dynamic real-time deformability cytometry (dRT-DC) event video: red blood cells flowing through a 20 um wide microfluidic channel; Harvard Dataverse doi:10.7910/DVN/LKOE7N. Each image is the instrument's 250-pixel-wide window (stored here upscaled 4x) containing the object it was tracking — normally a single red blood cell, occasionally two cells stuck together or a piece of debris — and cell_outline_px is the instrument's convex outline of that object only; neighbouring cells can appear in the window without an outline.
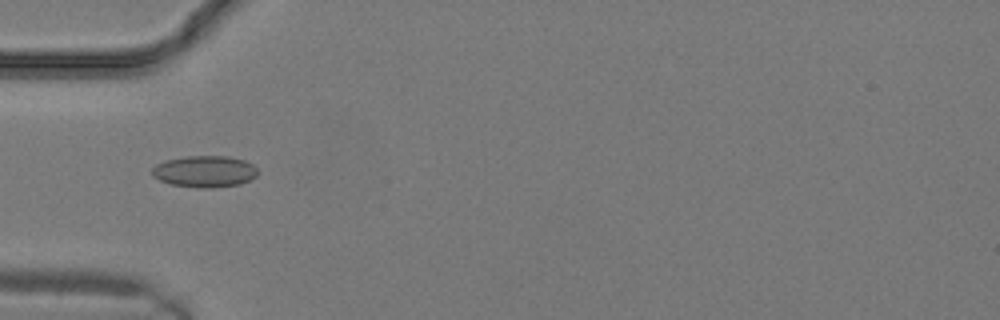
{"species": "common noctule bat (a hibernating species)", "species_latin": "Nyctalus noctula", "temperature_condition": "warm", "stored_images_in_passage": 4, "camera_frame_rate_fps": 3000, "um_per_image_px": 0.085, "animal": {"sex": "male", "body_mass_g": 19.2, "forearm_length_mm": 51.8}, "frame": {"image": 1, "passage_image": 3, "time_ms": 0.667, "image_size_px": [1000, 320], "cell_outline_px": [[256, 176], [240, 184], [212, 188], [200, 188], [172, 184], [160, 180], [152, 176], [152, 168], [156, 164], [164, 160], [188, 156], [228, 156], [244, 160], [252, 164], [256, 168]], "centroid_in_image_um": [17.37, 14.57], "position_along_channel_um": 67.6, "area_um2": 19.36}}